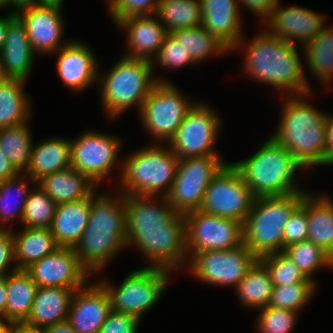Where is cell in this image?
Masks as SVG:
<instances>
[{"label": "cell", "mask_w": 333, "mask_h": 333, "mask_svg": "<svg viewBox=\"0 0 333 333\" xmlns=\"http://www.w3.org/2000/svg\"><path fill=\"white\" fill-rule=\"evenodd\" d=\"M159 197L163 203L157 205L155 196L125 195L126 245L134 243L149 266L173 271L188 261L185 219L166 196Z\"/></svg>", "instance_id": "6da1fadb"}, {"label": "cell", "mask_w": 333, "mask_h": 333, "mask_svg": "<svg viewBox=\"0 0 333 333\" xmlns=\"http://www.w3.org/2000/svg\"><path fill=\"white\" fill-rule=\"evenodd\" d=\"M247 47L244 72L277 89L292 92L290 96H309L310 88L296 45L266 30L256 35Z\"/></svg>", "instance_id": "7a4b0ae2"}, {"label": "cell", "mask_w": 333, "mask_h": 333, "mask_svg": "<svg viewBox=\"0 0 333 333\" xmlns=\"http://www.w3.org/2000/svg\"><path fill=\"white\" fill-rule=\"evenodd\" d=\"M300 97L286 98L280 124L272 137L291 152L303 169L325 165L328 115L304 101L303 95Z\"/></svg>", "instance_id": "3957f363"}, {"label": "cell", "mask_w": 333, "mask_h": 333, "mask_svg": "<svg viewBox=\"0 0 333 333\" xmlns=\"http://www.w3.org/2000/svg\"><path fill=\"white\" fill-rule=\"evenodd\" d=\"M232 164L255 198L305 192L295 186L294 181L295 173L303 168L302 165L273 137L248 159Z\"/></svg>", "instance_id": "277c9868"}, {"label": "cell", "mask_w": 333, "mask_h": 333, "mask_svg": "<svg viewBox=\"0 0 333 333\" xmlns=\"http://www.w3.org/2000/svg\"><path fill=\"white\" fill-rule=\"evenodd\" d=\"M305 192L255 198L243 224L244 244L259 259L283 252L284 226Z\"/></svg>", "instance_id": "5b68a950"}, {"label": "cell", "mask_w": 333, "mask_h": 333, "mask_svg": "<svg viewBox=\"0 0 333 333\" xmlns=\"http://www.w3.org/2000/svg\"><path fill=\"white\" fill-rule=\"evenodd\" d=\"M154 65L150 60L124 56L101 79L102 104L105 112L114 119L131 106L142 104L158 82H168L153 77Z\"/></svg>", "instance_id": "8992f818"}, {"label": "cell", "mask_w": 333, "mask_h": 333, "mask_svg": "<svg viewBox=\"0 0 333 333\" xmlns=\"http://www.w3.org/2000/svg\"><path fill=\"white\" fill-rule=\"evenodd\" d=\"M178 161L170 147L153 144L134 152L122 163V193L155 197L163 193L160 196H167L174 183Z\"/></svg>", "instance_id": "52a82bcc"}, {"label": "cell", "mask_w": 333, "mask_h": 333, "mask_svg": "<svg viewBox=\"0 0 333 333\" xmlns=\"http://www.w3.org/2000/svg\"><path fill=\"white\" fill-rule=\"evenodd\" d=\"M171 270L147 266L125 276L118 287L101 281L113 311L130 314L140 320L152 308L167 287Z\"/></svg>", "instance_id": "ba28073f"}, {"label": "cell", "mask_w": 333, "mask_h": 333, "mask_svg": "<svg viewBox=\"0 0 333 333\" xmlns=\"http://www.w3.org/2000/svg\"><path fill=\"white\" fill-rule=\"evenodd\" d=\"M226 164L220 155L180 159L166 196L172 208L183 215L199 210L209 183Z\"/></svg>", "instance_id": "9c48e42d"}, {"label": "cell", "mask_w": 333, "mask_h": 333, "mask_svg": "<svg viewBox=\"0 0 333 333\" xmlns=\"http://www.w3.org/2000/svg\"><path fill=\"white\" fill-rule=\"evenodd\" d=\"M254 199L239 170L228 163L209 183L199 210L244 224Z\"/></svg>", "instance_id": "30bf717a"}, {"label": "cell", "mask_w": 333, "mask_h": 333, "mask_svg": "<svg viewBox=\"0 0 333 333\" xmlns=\"http://www.w3.org/2000/svg\"><path fill=\"white\" fill-rule=\"evenodd\" d=\"M193 105L172 83L158 82L142 104L140 119L153 137L168 143Z\"/></svg>", "instance_id": "8fae6325"}, {"label": "cell", "mask_w": 333, "mask_h": 333, "mask_svg": "<svg viewBox=\"0 0 333 333\" xmlns=\"http://www.w3.org/2000/svg\"><path fill=\"white\" fill-rule=\"evenodd\" d=\"M187 253L229 250L244 243L243 223L195 210L184 214Z\"/></svg>", "instance_id": "7c38bea8"}, {"label": "cell", "mask_w": 333, "mask_h": 333, "mask_svg": "<svg viewBox=\"0 0 333 333\" xmlns=\"http://www.w3.org/2000/svg\"><path fill=\"white\" fill-rule=\"evenodd\" d=\"M219 118L206 104L194 103L167 147H170L179 160L219 155L215 149L213 150L221 125Z\"/></svg>", "instance_id": "4fadbf2b"}, {"label": "cell", "mask_w": 333, "mask_h": 333, "mask_svg": "<svg viewBox=\"0 0 333 333\" xmlns=\"http://www.w3.org/2000/svg\"><path fill=\"white\" fill-rule=\"evenodd\" d=\"M189 270L212 285L236 287L258 258L242 245L229 250H209L190 255Z\"/></svg>", "instance_id": "5bb4252c"}, {"label": "cell", "mask_w": 333, "mask_h": 333, "mask_svg": "<svg viewBox=\"0 0 333 333\" xmlns=\"http://www.w3.org/2000/svg\"><path fill=\"white\" fill-rule=\"evenodd\" d=\"M121 144L118 137L84 132L77 139L70 140V167L97 185L112 171Z\"/></svg>", "instance_id": "9a60e30c"}, {"label": "cell", "mask_w": 333, "mask_h": 333, "mask_svg": "<svg viewBox=\"0 0 333 333\" xmlns=\"http://www.w3.org/2000/svg\"><path fill=\"white\" fill-rule=\"evenodd\" d=\"M25 271L38 287L69 289L82 288L90 274L72 247H58L53 253L31 264Z\"/></svg>", "instance_id": "2e32d148"}, {"label": "cell", "mask_w": 333, "mask_h": 333, "mask_svg": "<svg viewBox=\"0 0 333 333\" xmlns=\"http://www.w3.org/2000/svg\"><path fill=\"white\" fill-rule=\"evenodd\" d=\"M325 17L299 6L282 8L278 2L265 23L270 28L268 32L277 38L294 45L299 40L304 46L324 28Z\"/></svg>", "instance_id": "e0dca14e"}, {"label": "cell", "mask_w": 333, "mask_h": 333, "mask_svg": "<svg viewBox=\"0 0 333 333\" xmlns=\"http://www.w3.org/2000/svg\"><path fill=\"white\" fill-rule=\"evenodd\" d=\"M62 8L52 6H34L18 12L26 28L30 45L35 52L51 53L59 51L66 43L62 42ZM62 42V44H61Z\"/></svg>", "instance_id": "ac0fdd59"}, {"label": "cell", "mask_w": 333, "mask_h": 333, "mask_svg": "<svg viewBox=\"0 0 333 333\" xmlns=\"http://www.w3.org/2000/svg\"><path fill=\"white\" fill-rule=\"evenodd\" d=\"M111 311L108 294L97 282L75 290L67 320L76 333H99Z\"/></svg>", "instance_id": "d6986e66"}, {"label": "cell", "mask_w": 333, "mask_h": 333, "mask_svg": "<svg viewBox=\"0 0 333 333\" xmlns=\"http://www.w3.org/2000/svg\"><path fill=\"white\" fill-rule=\"evenodd\" d=\"M239 4L238 0H200L201 25L229 51L244 43Z\"/></svg>", "instance_id": "ffe728a7"}, {"label": "cell", "mask_w": 333, "mask_h": 333, "mask_svg": "<svg viewBox=\"0 0 333 333\" xmlns=\"http://www.w3.org/2000/svg\"><path fill=\"white\" fill-rule=\"evenodd\" d=\"M57 71L60 79L73 91H81L98 80L96 57L83 43H66L59 49Z\"/></svg>", "instance_id": "44dd1931"}, {"label": "cell", "mask_w": 333, "mask_h": 333, "mask_svg": "<svg viewBox=\"0 0 333 333\" xmlns=\"http://www.w3.org/2000/svg\"><path fill=\"white\" fill-rule=\"evenodd\" d=\"M34 54L24 23L15 15L9 21L4 47L0 53L3 78L25 82L33 66Z\"/></svg>", "instance_id": "7402d4cb"}, {"label": "cell", "mask_w": 333, "mask_h": 333, "mask_svg": "<svg viewBox=\"0 0 333 333\" xmlns=\"http://www.w3.org/2000/svg\"><path fill=\"white\" fill-rule=\"evenodd\" d=\"M150 15L132 16L120 21V29L126 30L128 54L126 57L153 61L168 35L161 22Z\"/></svg>", "instance_id": "603a6c76"}, {"label": "cell", "mask_w": 333, "mask_h": 333, "mask_svg": "<svg viewBox=\"0 0 333 333\" xmlns=\"http://www.w3.org/2000/svg\"><path fill=\"white\" fill-rule=\"evenodd\" d=\"M75 290L77 289L38 287L31 313L23 325L32 329H43L67 320Z\"/></svg>", "instance_id": "cb8c5ba5"}, {"label": "cell", "mask_w": 333, "mask_h": 333, "mask_svg": "<svg viewBox=\"0 0 333 333\" xmlns=\"http://www.w3.org/2000/svg\"><path fill=\"white\" fill-rule=\"evenodd\" d=\"M126 246L113 232L84 230L72 249L82 265L92 273L100 271L120 249Z\"/></svg>", "instance_id": "d4e9b609"}, {"label": "cell", "mask_w": 333, "mask_h": 333, "mask_svg": "<svg viewBox=\"0 0 333 333\" xmlns=\"http://www.w3.org/2000/svg\"><path fill=\"white\" fill-rule=\"evenodd\" d=\"M91 194L82 200L57 204L50 230L59 247H73L86 229Z\"/></svg>", "instance_id": "484cf974"}, {"label": "cell", "mask_w": 333, "mask_h": 333, "mask_svg": "<svg viewBox=\"0 0 333 333\" xmlns=\"http://www.w3.org/2000/svg\"><path fill=\"white\" fill-rule=\"evenodd\" d=\"M94 193V191L91 193L90 211L85 230L113 232L126 244L125 195L121 191L117 200L107 194L97 196Z\"/></svg>", "instance_id": "4316f807"}, {"label": "cell", "mask_w": 333, "mask_h": 333, "mask_svg": "<svg viewBox=\"0 0 333 333\" xmlns=\"http://www.w3.org/2000/svg\"><path fill=\"white\" fill-rule=\"evenodd\" d=\"M36 185L57 204L87 198L97 187L86 175L72 167L48 174Z\"/></svg>", "instance_id": "83f0119b"}, {"label": "cell", "mask_w": 333, "mask_h": 333, "mask_svg": "<svg viewBox=\"0 0 333 333\" xmlns=\"http://www.w3.org/2000/svg\"><path fill=\"white\" fill-rule=\"evenodd\" d=\"M70 140L50 138L35 147L32 144L30 162L24 172L38 182L44 176L70 167Z\"/></svg>", "instance_id": "f1b7e54d"}, {"label": "cell", "mask_w": 333, "mask_h": 333, "mask_svg": "<svg viewBox=\"0 0 333 333\" xmlns=\"http://www.w3.org/2000/svg\"><path fill=\"white\" fill-rule=\"evenodd\" d=\"M12 237L17 270H25L59 247L50 228L24 227L21 232H12Z\"/></svg>", "instance_id": "f546056e"}, {"label": "cell", "mask_w": 333, "mask_h": 333, "mask_svg": "<svg viewBox=\"0 0 333 333\" xmlns=\"http://www.w3.org/2000/svg\"><path fill=\"white\" fill-rule=\"evenodd\" d=\"M38 286L25 270L7 275L5 317L13 325L23 324L29 317Z\"/></svg>", "instance_id": "4dcf8cb0"}, {"label": "cell", "mask_w": 333, "mask_h": 333, "mask_svg": "<svg viewBox=\"0 0 333 333\" xmlns=\"http://www.w3.org/2000/svg\"><path fill=\"white\" fill-rule=\"evenodd\" d=\"M307 193V240L314 242L333 259V202L327 196Z\"/></svg>", "instance_id": "1f68e13d"}, {"label": "cell", "mask_w": 333, "mask_h": 333, "mask_svg": "<svg viewBox=\"0 0 333 333\" xmlns=\"http://www.w3.org/2000/svg\"><path fill=\"white\" fill-rule=\"evenodd\" d=\"M24 83L18 79L0 80V129L28 122L31 105L23 89Z\"/></svg>", "instance_id": "d6a6232c"}, {"label": "cell", "mask_w": 333, "mask_h": 333, "mask_svg": "<svg viewBox=\"0 0 333 333\" xmlns=\"http://www.w3.org/2000/svg\"><path fill=\"white\" fill-rule=\"evenodd\" d=\"M273 286L269 271L258 259L235 289L241 300L240 303L258 310L268 306Z\"/></svg>", "instance_id": "836d02e7"}, {"label": "cell", "mask_w": 333, "mask_h": 333, "mask_svg": "<svg viewBox=\"0 0 333 333\" xmlns=\"http://www.w3.org/2000/svg\"><path fill=\"white\" fill-rule=\"evenodd\" d=\"M307 66L318 80L329 83L333 78V25L324 27L304 46Z\"/></svg>", "instance_id": "e575fe53"}, {"label": "cell", "mask_w": 333, "mask_h": 333, "mask_svg": "<svg viewBox=\"0 0 333 333\" xmlns=\"http://www.w3.org/2000/svg\"><path fill=\"white\" fill-rule=\"evenodd\" d=\"M156 16L168 33L199 26L202 19L200 0H160Z\"/></svg>", "instance_id": "d590c367"}, {"label": "cell", "mask_w": 333, "mask_h": 333, "mask_svg": "<svg viewBox=\"0 0 333 333\" xmlns=\"http://www.w3.org/2000/svg\"><path fill=\"white\" fill-rule=\"evenodd\" d=\"M31 147L32 137L27 123L0 129V149L19 173L28 168Z\"/></svg>", "instance_id": "8d00e7d4"}, {"label": "cell", "mask_w": 333, "mask_h": 333, "mask_svg": "<svg viewBox=\"0 0 333 333\" xmlns=\"http://www.w3.org/2000/svg\"><path fill=\"white\" fill-rule=\"evenodd\" d=\"M170 34L181 43L197 63L211 55L223 54L229 50L202 25L177 29Z\"/></svg>", "instance_id": "74e56055"}, {"label": "cell", "mask_w": 333, "mask_h": 333, "mask_svg": "<svg viewBox=\"0 0 333 333\" xmlns=\"http://www.w3.org/2000/svg\"><path fill=\"white\" fill-rule=\"evenodd\" d=\"M283 252L294 262L308 279L314 280L313 273L321 267H332L333 259L310 240L294 243Z\"/></svg>", "instance_id": "f35d334b"}, {"label": "cell", "mask_w": 333, "mask_h": 333, "mask_svg": "<svg viewBox=\"0 0 333 333\" xmlns=\"http://www.w3.org/2000/svg\"><path fill=\"white\" fill-rule=\"evenodd\" d=\"M30 181L31 183H36L28 175L22 176V173H19L13 178L0 181V220L3 222L2 224H6V222L8 223L9 220H13V218L16 217L22 221L24 206L30 192L28 191L29 188H27L28 186L26 184ZM14 194L19 197V201L21 199V201L18 202L19 204H17L16 201V204L12 205V201H7L9 199L11 200V197ZM11 205L13 207H11Z\"/></svg>", "instance_id": "ab89813d"}, {"label": "cell", "mask_w": 333, "mask_h": 333, "mask_svg": "<svg viewBox=\"0 0 333 333\" xmlns=\"http://www.w3.org/2000/svg\"><path fill=\"white\" fill-rule=\"evenodd\" d=\"M57 203L38 185L30 191L23 210L22 222L25 227L50 228Z\"/></svg>", "instance_id": "60d3db41"}, {"label": "cell", "mask_w": 333, "mask_h": 333, "mask_svg": "<svg viewBox=\"0 0 333 333\" xmlns=\"http://www.w3.org/2000/svg\"><path fill=\"white\" fill-rule=\"evenodd\" d=\"M315 282H299L291 285H274L268 306L300 311L312 298Z\"/></svg>", "instance_id": "b9f144b4"}, {"label": "cell", "mask_w": 333, "mask_h": 333, "mask_svg": "<svg viewBox=\"0 0 333 333\" xmlns=\"http://www.w3.org/2000/svg\"><path fill=\"white\" fill-rule=\"evenodd\" d=\"M259 260L269 271L273 285L315 282L308 279L284 252L270 253L260 257Z\"/></svg>", "instance_id": "7bdbcfd3"}, {"label": "cell", "mask_w": 333, "mask_h": 333, "mask_svg": "<svg viewBox=\"0 0 333 333\" xmlns=\"http://www.w3.org/2000/svg\"><path fill=\"white\" fill-rule=\"evenodd\" d=\"M259 310L257 329L260 333H291L298 312L270 306Z\"/></svg>", "instance_id": "ee69618b"}, {"label": "cell", "mask_w": 333, "mask_h": 333, "mask_svg": "<svg viewBox=\"0 0 333 333\" xmlns=\"http://www.w3.org/2000/svg\"><path fill=\"white\" fill-rule=\"evenodd\" d=\"M155 59V60H154ZM154 61H151L152 64L154 62H158L160 67H167L166 69H178L185 65H189L192 63H196L189 51L179 43L170 33L165 37L160 50L158 51Z\"/></svg>", "instance_id": "f6af8a7d"}, {"label": "cell", "mask_w": 333, "mask_h": 333, "mask_svg": "<svg viewBox=\"0 0 333 333\" xmlns=\"http://www.w3.org/2000/svg\"><path fill=\"white\" fill-rule=\"evenodd\" d=\"M160 0H108L110 15L115 24L132 17L156 15Z\"/></svg>", "instance_id": "bcb514c9"}, {"label": "cell", "mask_w": 333, "mask_h": 333, "mask_svg": "<svg viewBox=\"0 0 333 333\" xmlns=\"http://www.w3.org/2000/svg\"><path fill=\"white\" fill-rule=\"evenodd\" d=\"M307 193L303 196L301 204L292 212L284 226L283 250L291 244L307 240Z\"/></svg>", "instance_id": "7dc6e473"}, {"label": "cell", "mask_w": 333, "mask_h": 333, "mask_svg": "<svg viewBox=\"0 0 333 333\" xmlns=\"http://www.w3.org/2000/svg\"><path fill=\"white\" fill-rule=\"evenodd\" d=\"M139 319L130 314L111 311L99 333H137Z\"/></svg>", "instance_id": "c3c4849f"}, {"label": "cell", "mask_w": 333, "mask_h": 333, "mask_svg": "<svg viewBox=\"0 0 333 333\" xmlns=\"http://www.w3.org/2000/svg\"><path fill=\"white\" fill-rule=\"evenodd\" d=\"M0 226H2V224ZM14 261L12 231L2 226L0 227V276H7L9 273L17 270L15 266L10 272L6 270L7 266H10V263Z\"/></svg>", "instance_id": "681fc988"}, {"label": "cell", "mask_w": 333, "mask_h": 333, "mask_svg": "<svg viewBox=\"0 0 333 333\" xmlns=\"http://www.w3.org/2000/svg\"><path fill=\"white\" fill-rule=\"evenodd\" d=\"M238 2L266 21L279 0H238Z\"/></svg>", "instance_id": "f907efd6"}, {"label": "cell", "mask_w": 333, "mask_h": 333, "mask_svg": "<svg viewBox=\"0 0 333 333\" xmlns=\"http://www.w3.org/2000/svg\"><path fill=\"white\" fill-rule=\"evenodd\" d=\"M333 157V117H327L326 121V141H325V165L329 164Z\"/></svg>", "instance_id": "816d5d0a"}, {"label": "cell", "mask_w": 333, "mask_h": 333, "mask_svg": "<svg viewBox=\"0 0 333 333\" xmlns=\"http://www.w3.org/2000/svg\"><path fill=\"white\" fill-rule=\"evenodd\" d=\"M19 172L9 162L4 152L0 149V181L17 176Z\"/></svg>", "instance_id": "f5cc1de1"}, {"label": "cell", "mask_w": 333, "mask_h": 333, "mask_svg": "<svg viewBox=\"0 0 333 333\" xmlns=\"http://www.w3.org/2000/svg\"><path fill=\"white\" fill-rule=\"evenodd\" d=\"M44 333H76L68 320H64L42 329Z\"/></svg>", "instance_id": "db71d44e"}, {"label": "cell", "mask_w": 333, "mask_h": 333, "mask_svg": "<svg viewBox=\"0 0 333 333\" xmlns=\"http://www.w3.org/2000/svg\"><path fill=\"white\" fill-rule=\"evenodd\" d=\"M8 6H14L15 10L11 13L17 14L18 12L37 6V0H8Z\"/></svg>", "instance_id": "11a10c76"}, {"label": "cell", "mask_w": 333, "mask_h": 333, "mask_svg": "<svg viewBox=\"0 0 333 333\" xmlns=\"http://www.w3.org/2000/svg\"><path fill=\"white\" fill-rule=\"evenodd\" d=\"M14 13H8L6 16H0V53L4 47L5 38L8 30L9 21L15 16Z\"/></svg>", "instance_id": "9f6ffc18"}, {"label": "cell", "mask_w": 333, "mask_h": 333, "mask_svg": "<svg viewBox=\"0 0 333 333\" xmlns=\"http://www.w3.org/2000/svg\"><path fill=\"white\" fill-rule=\"evenodd\" d=\"M7 293V276H0V314L5 316L6 294Z\"/></svg>", "instance_id": "6f0895ef"}, {"label": "cell", "mask_w": 333, "mask_h": 333, "mask_svg": "<svg viewBox=\"0 0 333 333\" xmlns=\"http://www.w3.org/2000/svg\"><path fill=\"white\" fill-rule=\"evenodd\" d=\"M63 0H37L38 6H52L61 8Z\"/></svg>", "instance_id": "680465c9"}, {"label": "cell", "mask_w": 333, "mask_h": 333, "mask_svg": "<svg viewBox=\"0 0 333 333\" xmlns=\"http://www.w3.org/2000/svg\"><path fill=\"white\" fill-rule=\"evenodd\" d=\"M12 326L13 324L10 323L5 316L0 314V333H6Z\"/></svg>", "instance_id": "91938a15"}, {"label": "cell", "mask_w": 333, "mask_h": 333, "mask_svg": "<svg viewBox=\"0 0 333 333\" xmlns=\"http://www.w3.org/2000/svg\"><path fill=\"white\" fill-rule=\"evenodd\" d=\"M20 333H44L42 329H32L20 324Z\"/></svg>", "instance_id": "94428289"}, {"label": "cell", "mask_w": 333, "mask_h": 333, "mask_svg": "<svg viewBox=\"0 0 333 333\" xmlns=\"http://www.w3.org/2000/svg\"><path fill=\"white\" fill-rule=\"evenodd\" d=\"M6 333H20V324L13 325Z\"/></svg>", "instance_id": "6125c7cd"}, {"label": "cell", "mask_w": 333, "mask_h": 333, "mask_svg": "<svg viewBox=\"0 0 333 333\" xmlns=\"http://www.w3.org/2000/svg\"><path fill=\"white\" fill-rule=\"evenodd\" d=\"M8 7V0H0V9Z\"/></svg>", "instance_id": "be15d7a7"}, {"label": "cell", "mask_w": 333, "mask_h": 333, "mask_svg": "<svg viewBox=\"0 0 333 333\" xmlns=\"http://www.w3.org/2000/svg\"><path fill=\"white\" fill-rule=\"evenodd\" d=\"M3 79V75H2V72H1V62H0V80Z\"/></svg>", "instance_id": "e7e4bbea"}, {"label": "cell", "mask_w": 333, "mask_h": 333, "mask_svg": "<svg viewBox=\"0 0 333 333\" xmlns=\"http://www.w3.org/2000/svg\"><path fill=\"white\" fill-rule=\"evenodd\" d=\"M328 165H333V157L330 159L329 164Z\"/></svg>", "instance_id": "03108f58"}]
</instances>
